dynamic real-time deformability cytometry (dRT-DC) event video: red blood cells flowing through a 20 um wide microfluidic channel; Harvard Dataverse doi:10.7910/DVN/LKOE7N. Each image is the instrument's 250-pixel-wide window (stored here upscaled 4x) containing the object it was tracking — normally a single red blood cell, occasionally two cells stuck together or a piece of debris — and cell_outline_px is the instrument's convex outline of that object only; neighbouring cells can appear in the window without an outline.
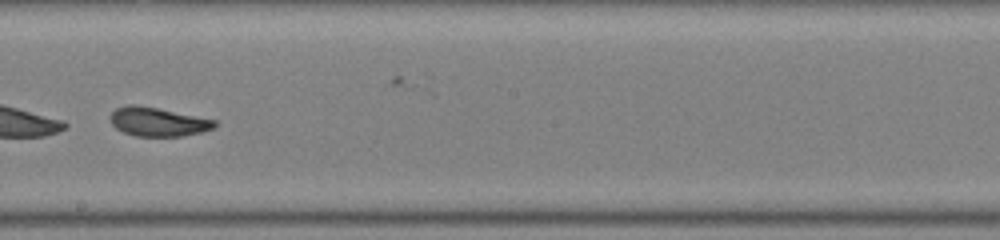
{"species": "common noctule bat (a hibernating species)", "species_latin": "Nyctalus noctula", "temperature_condition": "warm", "stored_images_in_passage": 47, "camera_frame_rate_fps": 3000, "um_per_image_px": 0.085, "animal": {"sex": "male", "body_mass_g": 19.0, "forearm_length_mm": 50.8}, "frame": {"image": 1, "passage_image": 27, "time_ms": 8.667, "image_size_px": [1000, 240], "cell_outline_px": [[216, 124], [212, 128], [200, 132], [184, 136], [136, 136], [124, 132], [116, 128], [112, 124], [108, 116], [116, 108], [128, 104], [136, 104], [216, 120]], "centroid_in_image_um": [13.37, 10.35], "position_along_channel_um": 234.8, "area_um2": 17.4}, "authors_computed_cell_mechanics": {"area_um2": 18.496, "velocity_mm_per_s": 4.0555, "shape_relaxation_time_tau1_ms": null, "shape_relaxation_time_tau2_ms": 1.0883, "deformation_change_tau1": null, "deformation_change_tau2": 0.0616}}